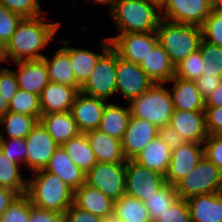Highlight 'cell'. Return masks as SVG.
I'll return each instance as SVG.
<instances>
[{"mask_svg": "<svg viewBox=\"0 0 222 222\" xmlns=\"http://www.w3.org/2000/svg\"><path fill=\"white\" fill-rule=\"evenodd\" d=\"M45 17L48 16L42 14L21 20L10 41L3 48L5 64L11 62L10 65H13L12 62L43 59V52L57 36L62 25L58 21L50 23Z\"/></svg>", "mask_w": 222, "mask_h": 222, "instance_id": "6da1fadb", "label": "cell"}, {"mask_svg": "<svg viewBox=\"0 0 222 222\" xmlns=\"http://www.w3.org/2000/svg\"><path fill=\"white\" fill-rule=\"evenodd\" d=\"M30 177L25 195L33 206L64 214L73 204L74 190L57 175L40 169Z\"/></svg>", "mask_w": 222, "mask_h": 222, "instance_id": "7a4b0ae2", "label": "cell"}, {"mask_svg": "<svg viewBox=\"0 0 222 222\" xmlns=\"http://www.w3.org/2000/svg\"><path fill=\"white\" fill-rule=\"evenodd\" d=\"M116 33L156 32L161 8L146 0H116L108 11Z\"/></svg>", "mask_w": 222, "mask_h": 222, "instance_id": "3957f363", "label": "cell"}, {"mask_svg": "<svg viewBox=\"0 0 222 222\" xmlns=\"http://www.w3.org/2000/svg\"><path fill=\"white\" fill-rule=\"evenodd\" d=\"M156 32L159 44L175 67L199 50L202 40L201 27L192 24H177L162 19Z\"/></svg>", "mask_w": 222, "mask_h": 222, "instance_id": "277c9868", "label": "cell"}, {"mask_svg": "<svg viewBox=\"0 0 222 222\" xmlns=\"http://www.w3.org/2000/svg\"><path fill=\"white\" fill-rule=\"evenodd\" d=\"M132 117L148 120L158 128L167 126L174 113L172 96L166 83H154L128 103Z\"/></svg>", "mask_w": 222, "mask_h": 222, "instance_id": "5b68a950", "label": "cell"}, {"mask_svg": "<svg viewBox=\"0 0 222 222\" xmlns=\"http://www.w3.org/2000/svg\"><path fill=\"white\" fill-rule=\"evenodd\" d=\"M174 187L179 198L185 200L196 195L221 192L222 171L206 156H203L195 168Z\"/></svg>", "mask_w": 222, "mask_h": 222, "instance_id": "8992f818", "label": "cell"}, {"mask_svg": "<svg viewBox=\"0 0 222 222\" xmlns=\"http://www.w3.org/2000/svg\"><path fill=\"white\" fill-rule=\"evenodd\" d=\"M80 93L109 100L116 94V51L110 46L98 59Z\"/></svg>", "mask_w": 222, "mask_h": 222, "instance_id": "52a82bcc", "label": "cell"}, {"mask_svg": "<svg viewBox=\"0 0 222 222\" xmlns=\"http://www.w3.org/2000/svg\"><path fill=\"white\" fill-rule=\"evenodd\" d=\"M126 162H97L85 175V183L98 188L111 199L118 200L125 194Z\"/></svg>", "mask_w": 222, "mask_h": 222, "instance_id": "ba28073f", "label": "cell"}, {"mask_svg": "<svg viewBox=\"0 0 222 222\" xmlns=\"http://www.w3.org/2000/svg\"><path fill=\"white\" fill-rule=\"evenodd\" d=\"M215 6L211 0H165L161 16L172 23L201 26Z\"/></svg>", "mask_w": 222, "mask_h": 222, "instance_id": "9c48e42d", "label": "cell"}, {"mask_svg": "<svg viewBox=\"0 0 222 222\" xmlns=\"http://www.w3.org/2000/svg\"><path fill=\"white\" fill-rule=\"evenodd\" d=\"M125 194L142 202L165 183V177L158 172L137 164L133 159L126 162Z\"/></svg>", "mask_w": 222, "mask_h": 222, "instance_id": "30bf717a", "label": "cell"}, {"mask_svg": "<svg viewBox=\"0 0 222 222\" xmlns=\"http://www.w3.org/2000/svg\"><path fill=\"white\" fill-rule=\"evenodd\" d=\"M154 81L139 67V64L121 59L116 52V93L129 103L146 92Z\"/></svg>", "mask_w": 222, "mask_h": 222, "instance_id": "8fae6325", "label": "cell"}, {"mask_svg": "<svg viewBox=\"0 0 222 222\" xmlns=\"http://www.w3.org/2000/svg\"><path fill=\"white\" fill-rule=\"evenodd\" d=\"M118 56L139 64L158 43L157 32L116 33L107 37Z\"/></svg>", "mask_w": 222, "mask_h": 222, "instance_id": "7c38bea8", "label": "cell"}, {"mask_svg": "<svg viewBox=\"0 0 222 222\" xmlns=\"http://www.w3.org/2000/svg\"><path fill=\"white\" fill-rule=\"evenodd\" d=\"M25 141L27 146L25 169L30 173L44 169L59 146L39 121Z\"/></svg>", "mask_w": 222, "mask_h": 222, "instance_id": "4fadbf2b", "label": "cell"}, {"mask_svg": "<svg viewBox=\"0 0 222 222\" xmlns=\"http://www.w3.org/2000/svg\"><path fill=\"white\" fill-rule=\"evenodd\" d=\"M203 156L202 143L185 142L181 147L173 150L167 173L164 176L165 182L174 186L195 168Z\"/></svg>", "mask_w": 222, "mask_h": 222, "instance_id": "5bb4252c", "label": "cell"}, {"mask_svg": "<svg viewBox=\"0 0 222 222\" xmlns=\"http://www.w3.org/2000/svg\"><path fill=\"white\" fill-rule=\"evenodd\" d=\"M108 101L78 93L74 99L71 114L80 133L99 128L101 117Z\"/></svg>", "mask_w": 222, "mask_h": 222, "instance_id": "9a60e30c", "label": "cell"}, {"mask_svg": "<svg viewBox=\"0 0 222 222\" xmlns=\"http://www.w3.org/2000/svg\"><path fill=\"white\" fill-rule=\"evenodd\" d=\"M158 136V127L148 120L131 116L128 128L121 140L123 155L132 160L145 146Z\"/></svg>", "mask_w": 222, "mask_h": 222, "instance_id": "2e32d148", "label": "cell"}, {"mask_svg": "<svg viewBox=\"0 0 222 222\" xmlns=\"http://www.w3.org/2000/svg\"><path fill=\"white\" fill-rule=\"evenodd\" d=\"M18 89L39 95L50 82L44 59L15 62Z\"/></svg>", "mask_w": 222, "mask_h": 222, "instance_id": "e0dca14e", "label": "cell"}, {"mask_svg": "<svg viewBox=\"0 0 222 222\" xmlns=\"http://www.w3.org/2000/svg\"><path fill=\"white\" fill-rule=\"evenodd\" d=\"M169 125L187 142L203 144L209 135L204 111L174 110Z\"/></svg>", "mask_w": 222, "mask_h": 222, "instance_id": "ac0fdd59", "label": "cell"}, {"mask_svg": "<svg viewBox=\"0 0 222 222\" xmlns=\"http://www.w3.org/2000/svg\"><path fill=\"white\" fill-rule=\"evenodd\" d=\"M60 45L63 46L58 48L54 55L49 58L47 54L43 57L47 66L49 80L51 82H57L70 87H75L80 91L75 74L72 68L71 59L68 55V38L59 40Z\"/></svg>", "mask_w": 222, "mask_h": 222, "instance_id": "d6986e66", "label": "cell"}, {"mask_svg": "<svg viewBox=\"0 0 222 222\" xmlns=\"http://www.w3.org/2000/svg\"><path fill=\"white\" fill-rule=\"evenodd\" d=\"M167 83L172 96L174 110L204 111L205 99L199 92L195 81L184 80L174 76ZM171 85L172 88L170 87Z\"/></svg>", "mask_w": 222, "mask_h": 222, "instance_id": "ffe728a7", "label": "cell"}, {"mask_svg": "<svg viewBox=\"0 0 222 222\" xmlns=\"http://www.w3.org/2000/svg\"><path fill=\"white\" fill-rule=\"evenodd\" d=\"M79 91L57 82H49L39 96L42 114L71 111Z\"/></svg>", "mask_w": 222, "mask_h": 222, "instance_id": "44dd1931", "label": "cell"}, {"mask_svg": "<svg viewBox=\"0 0 222 222\" xmlns=\"http://www.w3.org/2000/svg\"><path fill=\"white\" fill-rule=\"evenodd\" d=\"M72 42L74 41L68 38V55L71 59L76 81L81 87L88 79L100 56L111 46V42L107 36L104 37L101 41H98L100 45L99 47L101 48L100 53H96L90 49H84V47H72L70 46Z\"/></svg>", "mask_w": 222, "mask_h": 222, "instance_id": "7402d4cb", "label": "cell"}, {"mask_svg": "<svg viewBox=\"0 0 222 222\" xmlns=\"http://www.w3.org/2000/svg\"><path fill=\"white\" fill-rule=\"evenodd\" d=\"M114 203L115 201L101 190L86 183L74 190L73 204L101 218L113 211Z\"/></svg>", "mask_w": 222, "mask_h": 222, "instance_id": "603a6c76", "label": "cell"}, {"mask_svg": "<svg viewBox=\"0 0 222 222\" xmlns=\"http://www.w3.org/2000/svg\"><path fill=\"white\" fill-rule=\"evenodd\" d=\"M191 222H222V191L187 199Z\"/></svg>", "mask_w": 222, "mask_h": 222, "instance_id": "cb8c5ba5", "label": "cell"}, {"mask_svg": "<svg viewBox=\"0 0 222 222\" xmlns=\"http://www.w3.org/2000/svg\"><path fill=\"white\" fill-rule=\"evenodd\" d=\"M139 67L154 83L167 84L175 76V66L159 42L139 63Z\"/></svg>", "mask_w": 222, "mask_h": 222, "instance_id": "d4e9b609", "label": "cell"}, {"mask_svg": "<svg viewBox=\"0 0 222 222\" xmlns=\"http://www.w3.org/2000/svg\"><path fill=\"white\" fill-rule=\"evenodd\" d=\"M86 137L97 162H127V159L123 155L122 144L119 139L109 136L99 129L86 132Z\"/></svg>", "mask_w": 222, "mask_h": 222, "instance_id": "484cf974", "label": "cell"}, {"mask_svg": "<svg viewBox=\"0 0 222 222\" xmlns=\"http://www.w3.org/2000/svg\"><path fill=\"white\" fill-rule=\"evenodd\" d=\"M111 100L114 99H110L106 103L98 129L121 141L128 128L131 113L128 103L121 106V103L119 105L118 102Z\"/></svg>", "mask_w": 222, "mask_h": 222, "instance_id": "4316f807", "label": "cell"}, {"mask_svg": "<svg viewBox=\"0 0 222 222\" xmlns=\"http://www.w3.org/2000/svg\"><path fill=\"white\" fill-rule=\"evenodd\" d=\"M44 169L60 177L73 190L85 183L86 173L74 164L61 146L55 150Z\"/></svg>", "mask_w": 222, "mask_h": 222, "instance_id": "83f0119b", "label": "cell"}, {"mask_svg": "<svg viewBox=\"0 0 222 222\" xmlns=\"http://www.w3.org/2000/svg\"><path fill=\"white\" fill-rule=\"evenodd\" d=\"M172 150L159 137H155L133 160L142 166L165 176L171 160Z\"/></svg>", "mask_w": 222, "mask_h": 222, "instance_id": "f1b7e54d", "label": "cell"}, {"mask_svg": "<svg viewBox=\"0 0 222 222\" xmlns=\"http://www.w3.org/2000/svg\"><path fill=\"white\" fill-rule=\"evenodd\" d=\"M39 122L59 146L80 133L70 111L42 114Z\"/></svg>", "mask_w": 222, "mask_h": 222, "instance_id": "f546056e", "label": "cell"}, {"mask_svg": "<svg viewBox=\"0 0 222 222\" xmlns=\"http://www.w3.org/2000/svg\"><path fill=\"white\" fill-rule=\"evenodd\" d=\"M61 147L68 154L74 164L87 173L97 163L95 154L90 147L86 133H79L76 137L63 143Z\"/></svg>", "mask_w": 222, "mask_h": 222, "instance_id": "4dcf8cb0", "label": "cell"}, {"mask_svg": "<svg viewBox=\"0 0 222 222\" xmlns=\"http://www.w3.org/2000/svg\"><path fill=\"white\" fill-rule=\"evenodd\" d=\"M37 122L35 117L9 111L0 118V138L25 139Z\"/></svg>", "mask_w": 222, "mask_h": 222, "instance_id": "1f68e13d", "label": "cell"}, {"mask_svg": "<svg viewBox=\"0 0 222 222\" xmlns=\"http://www.w3.org/2000/svg\"><path fill=\"white\" fill-rule=\"evenodd\" d=\"M23 168L8 159L0 149V187L15 191L19 196L25 195L27 178L22 173Z\"/></svg>", "mask_w": 222, "mask_h": 222, "instance_id": "d6a6232c", "label": "cell"}, {"mask_svg": "<svg viewBox=\"0 0 222 222\" xmlns=\"http://www.w3.org/2000/svg\"><path fill=\"white\" fill-rule=\"evenodd\" d=\"M113 212L121 222H152L144 202L127 194L115 200Z\"/></svg>", "mask_w": 222, "mask_h": 222, "instance_id": "836d02e7", "label": "cell"}, {"mask_svg": "<svg viewBox=\"0 0 222 222\" xmlns=\"http://www.w3.org/2000/svg\"><path fill=\"white\" fill-rule=\"evenodd\" d=\"M179 196L175 187L169 183H164L155 190L150 198L144 201L152 222H155L170 206L173 205Z\"/></svg>", "mask_w": 222, "mask_h": 222, "instance_id": "e575fe53", "label": "cell"}, {"mask_svg": "<svg viewBox=\"0 0 222 222\" xmlns=\"http://www.w3.org/2000/svg\"><path fill=\"white\" fill-rule=\"evenodd\" d=\"M9 111L35 117L38 121L42 115L39 95L18 89L9 102Z\"/></svg>", "mask_w": 222, "mask_h": 222, "instance_id": "d590c367", "label": "cell"}, {"mask_svg": "<svg viewBox=\"0 0 222 222\" xmlns=\"http://www.w3.org/2000/svg\"><path fill=\"white\" fill-rule=\"evenodd\" d=\"M200 27L203 40L222 47V5H216Z\"/></svg>", "mask_w": 222, "mask_h": 222, "instance_id": "8d00e7d4", "label": "cell"}, {"mask_svg": "<svg viewBox=\"0 0 222 222\" xmlns=\"http://www.w3.org/2000/svg\"><path fill=\"white\" fill-rule=\"evenodd\" d=\"M202 58L206 61L203 75H217L222 78V47L201 40L199 45Z\"/></svg>", "mask_w": 222, "mask_h": 222, "instance_id": "74e56055", "label": "cell"}, {"mask_svg": "<svg viewBox=\"0 0 222 222\" xmlns=\"http://www.w3.org/2000/svg\"><path fill=\"white\" fill-rule=\"evenodd\" d=\"M206 61L202 58L200 50L191 53L175 67V76L184 80L195 81L200 78Z\"/></svg>", "mask_w": 222, "mask_h": 222, "instance_id": "f35d334b", "label": "cell"}, {"mask_svg": "<svg viewBox=\"0 0 222 222\" xmlns=\"http://www.w3.org/2000/svg\"><path fill=\"white\" fill-rule=\"evenodd\" d=\"M32 204L26 195L18 196L0 216V222H28Z\"/></svg>", "mask_w": 222, "mask_h": 222, "instance_id": "ab89813d", "label": "cell"}, {"mask_svg": "<svg viewBox=\"0 0 222 222\" xmlns=\"http://www.w3.org/2000/svg\"><path fill=\"white\" fill-rule=\"evenodd\" d=\"M0 149L12 162L25 168L27 146L22 138H0Z\"/></svg>", "mask_w": 222, "mask_h": 222, "instance_id": "60d3db41", "label": "cell"}, {"mask_svg": "<svg viewBox=\"0 0 222 222\" xmlns=\"http://www.w3.org/2000/svg\"><path fill=\"white\" fill-rule=\"evenodd\" d=\"M0 4L23 18L37 17L45 14L40 0H0Z\"/></svg>", "mask_w": 222, "mask_h": 222, "instance_id": "b9f144b4", "label": "cell"}, {"mask_svg": "<svg viewBox=\"0 0 222 222\" xmlns=\"http://www.w3.org/2000/svg\"><path fill=\"white\" fill-rule=\"evenodd\" d=\"M23 17L0 4V46L4 48L10 41Z\"/></svg>", "mask_w": 222, "mask_h": 222, "instance_id": "7bdbcfd3", "label": "cell"}, {"mask_svg": "<svg viewBox=\"0 0 222 222\" xmlns=\"http://www.w3.org/2000/svg\"><path fill=\"white\" fill-rule=\"evenodd\" d=\"M155 222H191L187 200L179 198Z\"/></svg>", "mask_w": 222, "mask_h": 222, "instance_id": "ee69618b", "label": "cell"}, {"mask_svg": "<svg viewBox=\"0 0 222 222\" xmlns=\"http://www.w3.org/2000/svg\"><path fill=\"white\" fill-rule=\"evenodd\" d=\"M3 66V67H2ZM18 90L17 78L12 68L0 66V94L9 102Z\"/></svg>", "mask_w": 222, "mask_h": 222, "instance_id": "f6af8a7d", "label": "cell"}, {"mask_svg": "<svg viewBox=\"0 0 222 222\" xmlns=\"http://www.w3.org/2000/svg\"><path fill=\"white\" fill-rule=\"evenodd\" d=\"M204 156L222 171V136L208 135L203 143Z\"/></svg>", "mask_w": 222, "mask_h": 222, "instance_id": "bcb514c9", "label": "cell"}, {"mask_svg": "<svg viewBox=\"0 0 222 222\" xmlns=\"http://www.w3.org/2000/svg\"><path fill=\"white\" fill-rule=\"evenodd\" d=\"M204 112L208 134H220L222 131V106L205 107Z\"/></svg>", "mask_w": 222, "mask_h": 222, "instance_id": "7dc6e473", "label": "cell"}, {"mask_svg": "<svg viewBox=\"0 0 222 222\" xmlns=\"http://www.w3.org/2000/svg\"><path fill=\"white\" fill-rule=\"evenodd\" d=\"M28 222H64V214L32 205Z\"/></svg>", "mask_w": 222, "mask_h": 222, "instance_id": "c3c4849f", "label": "cell"}, {"mask_svg": "<svg viewBox=\"0 0 222 222\" xmlns=\"http://www.w3.org/2000/svg\"><path fill=\"white\" fill-rule=\"evenodd\" d=\"M64 222H102V218L72 204L64 213Z\"/></svg>", "mask_w": 222, "mask_h": 222, "instance_id": "681fc988", "label": "cell"}, {"mask_svg": "<svg viewBox=\"0 0 222 222\" xmlns=\"http://www.w3.org/2000/svg\"><path fill=\"white\" fill-rule=\"evenodd\" d=\"M158 136L167 144V146L172 151L181 147L185 142H187L170 125L159 127L158 128Z\"/></svg>", "mask_w": 222, "mask_h": 222, "instance_id": "f907efd6", "label": "cell"}, {"mask_svg": "<svg viewBox=\"0 0 222 222\" xmlns=\"http://www.w3.org/2000/svg\"><path fill=\"white\" fill-rule=\"evenodd\" d=\"M221 80L222 78L217 75H202L195 80V83L202 97L206 99L217 88Z\"/></svg>", "mask_w": 222, "mask_h": 222, "instance_id": "816d5d0a", "label": "cell"}, {"mask_svg": "<svg viewBox=\"0 0 222 222\" xmlns=\"http://www.w3.org/2000/svg\"><path fill=\"white\" fill-rule=\"evenodd\" d=\"M19 195L10 189L0 187V216L8 209Z\"/></svg>", "mask_w": 222, "mask_h": 222, "instance_id": "f5cc1de1", "label": "cell"}, {"mask_svg": "<svg viewBox=\"0 0 222 222\" xmlns=\"http://www.w3.org/2000/svg\"><path fill=\"white\" fill-rule=\"evenodd\" d=\"M222 106V80L217 88L205 99V107Z\"/></svg>", "mask_w": 222, "mask_h": 222, "instance_id": "db71d44e", "label": "cell"}, {"mask_svg": "<svg viewBox=\"0 0 222 222\" xmlns=\"http://www.w3.org/2000/svg\"><path fill=\"white\" fill-rule=\"evenodd\" d=\"M9 101L0 94V118L9 112Z\"/></svg>", "mask_w": 222, "mask_h": 222, "instance_id": "11a10c76", "label": "cell"}, {"mask_svg": "<svg viewBox=\"0 0 222 222\" xmlns=\"http://www.w3.org/2000/svg\"><path fill=\"white\" fill-rule=\"evenodd\" d=\"M90 1V2H89ZM116 0H84V2L87 4V5H91V2L93 3V5H94V3H95V5L96 4H100V5H107L108 7H109V11L111 10V8H112V6H113V4H114V2H115ZM90 3V4H89Z\"/></svg>", "mask_w": 222, "mask_h": 222, "instance_id": "9f6ffc18", "label": "cell"}, {"mask_svg": "<svg viewBox=\"0 0 222 222\" xmlns=\"http://www.w3.org/2000/svg\"><path fill=\"white\" fill-rule=\"evenodd\" d=\"M102 222H121L118 216L112 211L102 217Z\"/></svg>", "mask_w": 222, "mask_h": 222, "instance_id": "6f0895ef", "label": "cell"}, {"mask_svg": "<svg viewBox=\"0 0 222 222\" xmlns=\"http://www.w3.org/2000/svg\"><path fill=\"white\" fill-rule=\"evenodd\" d=\"M146 1H149V2H152L156 5H158L160 8L161 6L164 4L165 0H146Z\"/></svg>", "mask_w": 222, "mask_h": 222, "instance_id": "680465c9", "label": "cell"}, {"mask_svg": "<svg viewBox=\"0 0 222 222\" xmlns=\"http://www.w3.org/2000/svg\"><path fill=\"white\" fill-rule=\"evenodd\" d=\"M5 62H4V59H3V48L0 46V66L1 64L4 65Z\"/></svg>", "mask_w": 222, "mask_h": 222, "instance_id": "91938a15", "label": "cell"}, {"mask_svg": "<svg viewBox=\"0 0 222 222\" xmlns=\"http://www.w3.org/2000/svg\"><path fill=\"white\" fill-rule=\"evenodd\" d=\"M213 1L216 5H222V0H211Z\"/></svg>", "mask_w": 222, "mask_h": 222, "instance_id": "94428289", "label": "cell"}]
</instances>
